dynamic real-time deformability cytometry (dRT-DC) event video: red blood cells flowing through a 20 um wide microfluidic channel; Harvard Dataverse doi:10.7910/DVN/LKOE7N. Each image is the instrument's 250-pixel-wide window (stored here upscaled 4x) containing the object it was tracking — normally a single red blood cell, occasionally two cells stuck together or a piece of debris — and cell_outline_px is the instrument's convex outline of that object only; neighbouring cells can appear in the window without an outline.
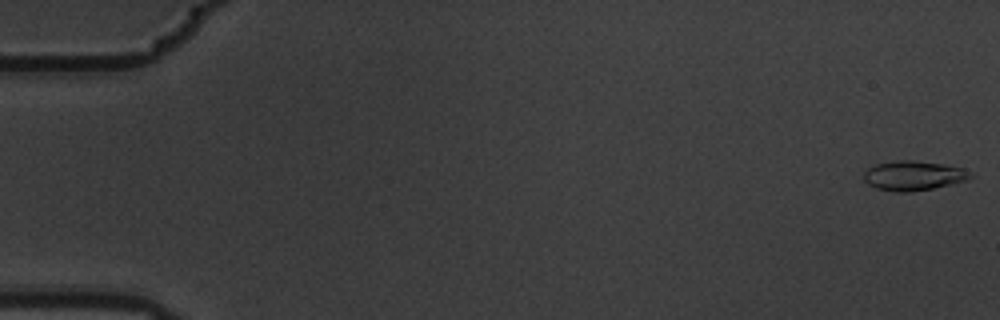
{"species": "common noctule bat (a hibernating species)", "species_latin": "Nyctalus noctula", "temperature_condition": "warm", "stored_images_in_passage": 7, "camera_frame_rate_fps": 3000, "um_per_image_px": 0.085, "animal": {"sex": "male", "body_mass_g": 19.5, "forearm_length_mm": 54.6}, "frame": {"image": 1, "passage_image": 1, "time_ms": 0.0, "image_size_px": [1000, 320], "cell_outline_px": [[976, 176], [968, 180], [932, 188], [912, 192], [896, 192], [876, 188], [868, 184], [864, 180], [864, 172], [868, 168], [876, 164], [900, 160], [912, 160], [940, 164], [964, 168], [972, 172]], "centroid_in_image_um": [77.68, 14.93], "position_along_channel_um": 7.3, "area_um2": 18.38}}
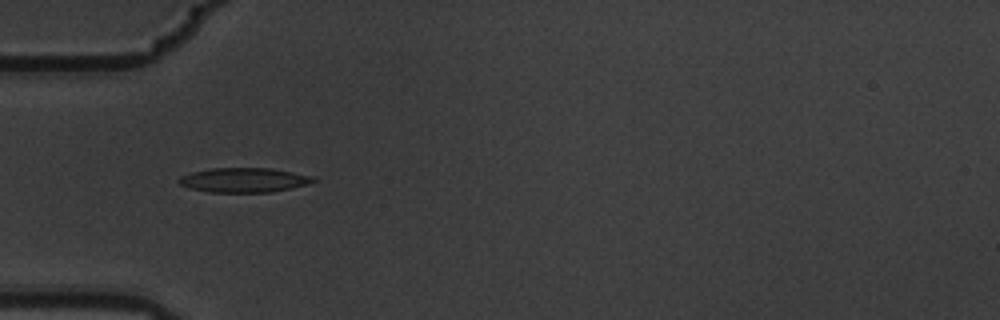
{"frame": {"image": 2, "passage_image": 6, "time_ms": 1.667, "image_size_px": [1000, 320], "cell_outline_px": [[316, 180], [308, 184], [272, 192], [208, 192], [188, 188], [180, 184], [176, 180], [180, 176], [192, 172], [208, 168], [272, 168], [312, 176]], "centroid_in_image_um": [20.68, 15.3], "position_along_channel_um": 64.3, "area_um2": 19.25}}
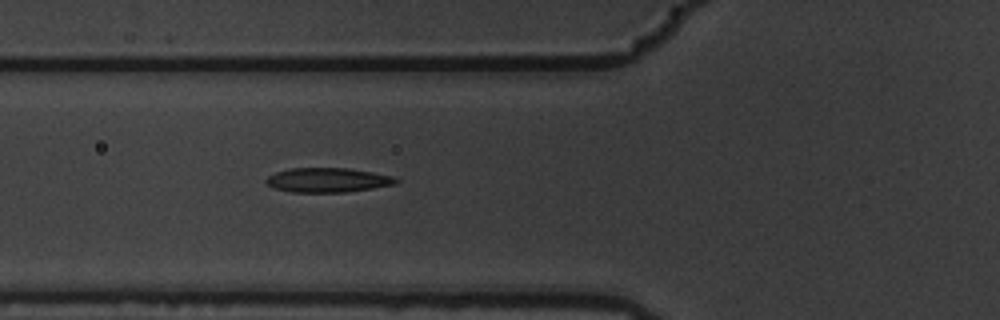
{"frame": {"image": 3, "passage_image": 7, "time_ms": 2.0, "image_size_px": [1000, 320], "cell_outline_px": [[400, 180], [396, 184], [372, 188], [344, 192], [292, 192], [272, 188], [264, 180], [268, 176], [276, 172], [288, 168], [348, 168], [372, 172], [392, 176]], "centroid_in_image_um": [27.83, 15.3], "position_along_channel_um": 98.0, "area_um2": 18.5}}